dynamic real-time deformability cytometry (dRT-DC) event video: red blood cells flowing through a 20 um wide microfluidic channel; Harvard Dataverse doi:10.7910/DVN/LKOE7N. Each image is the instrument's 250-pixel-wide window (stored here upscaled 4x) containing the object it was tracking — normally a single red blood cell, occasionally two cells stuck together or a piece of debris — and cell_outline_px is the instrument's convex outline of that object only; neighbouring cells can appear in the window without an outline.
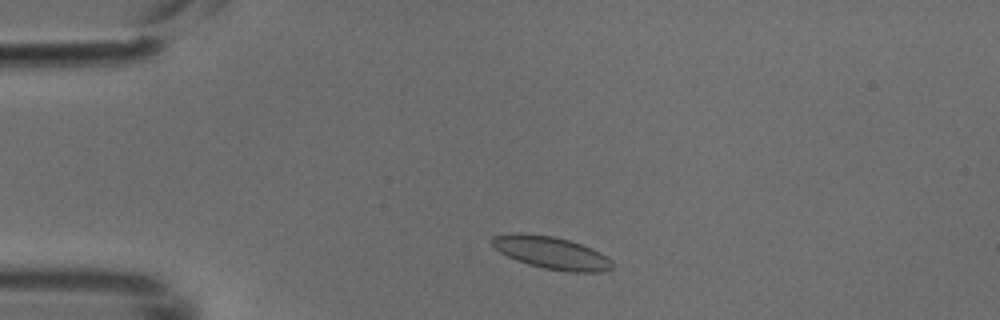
{"species": "common noctule bat (a hibernating species)", "species_latin": "Nyctalus noctula", "temperature_condition": "cold", "stored_images_in_passage": 3, "camera_frame_rate_fps": 3000, "um_per_image_px": 0.085, "animal": {"sex": "male", "body_mass_g": 18.8}, "frame": {"image": 1, "passage_image": 2, "time_ms": 0.333, "image_size_px": [1000, 320], "cell_outline_px": [[612, 268], [608, 272], [568, 272], [544, 268], [528, 264], [516, 260], [500, 252], [488, 240], [492, 236], [512, 232], [520, 232], [556, 236], [592, 248], [608, 256], [612, 260]], "centroid_in_image_um": [46.87, 21.47], "position_along_channel_um": 38.1, "area_um2": 23.12}}